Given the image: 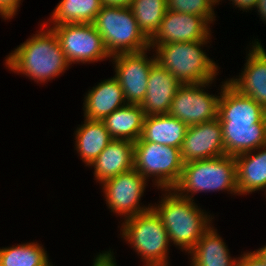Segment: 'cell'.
<instances>
[{
  "label": "cell",
  "mask_w": 266,
  "mask_h": 266,
  "mask_svg": "<svg viewBox=\"0 0 266 266\" xmlns=\"http://www.w3.org/2000/svg\"><path fill=\"white\" fill-rule=\"evenodd\" d=\"M190 266H237V258L230 255L228 246L211 225L188 253Z\"/></svg>",
  "instance_id": "22"
},
{
  "label": "cell",
  "mask_w": 266,
  "mask_h": 266,
  "mask_svg": "<svg viewBox=\"0 0 266 266\" xmlns=\"http://www.w3.org/2000/svg\"><path fill=\"white\" fill-rule=\"evenodd\" d=\"M213 82L182 84L172 100L169 114L187 126L216 119L220 95L205 91Z\"/></svg>",
  "instance_id": "10"
},
{
  "label": "cell",
  "mask_w": 266,
  "mask_h": 266,
  "mask_svg": "<svg viewBox=\"0 0 266 266\" xmlns=\"http://www.w3.org/2000/svg\"><path fill=\"white\" fill-rule=\"evenodd\" d=\"M103 5L129 6L132 0H102Z\"/></svg>",
  "instance_id": "34"
},
{
  "label": "cell",
  "mask_w": 266,
  "mask_h": 266,
  "mask_svg": "<svg viewBox=\"0 0 266 266\" xmlns=\"http://www.w3.org/2000/svg\"><path fill=\"white\" fill-rule=\"evenodd\" d=\"M147 182L148 180L135 169L103 181L101 186L110 212L124 216L125 220L152 209V204L143 206L140 203Z\"/></svg>",
  "instance_id": "9"
},
{
  "label": "cell",
  "mask_w": 266,
  "mask_h": 266,
  "mask_svg": "<svg viewBox=\"0 0 266 266\" xmlns=\"http://www.w3.org/2000/svg\"><path fill=\"white\" fill-rule=\"evenodd\" d=\"M222 0H218L217 1V5H219V3ZM232 1L231 4H233V6L235 5L236 8H239L243 11H249V10H253V8L255 9L256 4L258 2V0H230V2Z\"/></svg>",
  "instance_id": "32"
},
{
  "label": "cell",
  "mask_w": 266,
  "mask_h": 266,
  "mask_svg": "<svg viewBox=\"0 0 266 266\" xmlns=\"http://www.w3.org/2000/svg\"><path fill=\"white\" fill-rule=\"evenodd\" d=\"M151 50L111 56L115 65L114 76L118 79L127 104L141 105L144 101L150 69L156 62L155 53L148 58L147 51Z\"/></svg>",
  "instance_id": "11"
},
{
  "label": "cell",
  "mask_w": 266,
  "mask_h": 266,
  "mask_svg": "<svg viewBox=\"0 0 266 266\" xmlns=\"http://www.w3.org/2000/svg\"><path fill=\"white\" fill-rule=\"evenodd\" d=\"M75 149L82 162L89 167L106 146L113 140L102 121L84 118V123L77 127Z\"/></svg>",
  "instance_id": "23"
},
{
  "label": "cell",
  "mask_w": 266,
  "mask_h": 266,
  "mask_svg": "<svg viewBox=\"0 0 266 266\" xmlns=\"http://www.w3.org/2000/svg\"><path fill=\"white\" fill-rule=\"evenodd\" d=\"M211 36L195 42L150 45V48L156 53V61L182 84L205 83L214 81L219 73V66L202 48L211 42Z\"/></svg>",
  "instance_id": "3"
},
{
  "label": "cell",
  "mask_w": 266,
  "mask_h": 266,
  "mask_svg": "<svg viewBox=\"0 0 266 266\" xmlns=\"http://www.w3.org/2000/svg\"><path fill=\"white\" fill-rule=\"evenodd\" d=\"M211 34L210 24L201 16L166 10L150 45L195 42Z\"/></svg>",
  "instance_id": "12"
},
{
  "label": "cell",
  "mask_w": 266,
  "mask_h": 266,
  "mask_svg": "<svg viewBox=\"0 0 266 266\" xmlns=\"http://www.w3.org/2000/svg\"><path fill=\"white\" fill-rule=\"evenodd\" d=\"M110 56L150 48L129 6L103 5L93 22Z\"/></svg>",
  "instance_id": "6"
},
{
  "label": "cell",
  "mask_w": 266,
  "mask_h": 266,
  "mask_svg": "<svg viewBox=\"0 0 266 266\" xmlns=\"http://www.w3.org/2000/svg\"><path fill=\"white\" fill-rule=\"evenodd\" d=\"M167 10L203 17L209 24L215 21L217 0H166Z\"/></svg>",
  "instance_id": "28"
},
{
  "label": "cell",
  "mask_w": 266,
  "mask_h": 266,
  "mask_svg": "<svg viewBox=\"0 0 266 266\" xmlns=\"http://www.w3.org/2000/svg\"><path fill=\"white\" fill-rule=\"evenodd\" d=\"M187 128L184 122L170 114L145 116L141 136L136 142H153L181 149Z\"/></svg>",
  "instance_id": "21"
},
{
  "label": "cell",
  "mask_w": 266,
  "mask_h": 266,
  "mask_svg": "<svg viewBox=\"0 0 266 266\" xmlns=\"http://www.w3.org/2000/svg\"><path fill=\"white\" fill-rule=\"evenodd\" d=\"M180 148L153 142H134V169L157 189H173L183 171ZM149 177V178H148Z\"/></svg>",
  "instance_id": "7"
},
{
  "label": "cell",
  "mask_w": 266,
  "mask_h": 266,
  "mask_svg": "<svg viewBox=\"0 0 266 266\" xmlns=\"http://www.w3.org/2000/svg\"><path fill=\"white\" fill-rule=\"evenodd\" d=\"M144 118L141 105L126 104L107 115L102 122L112 139L136 142L141 136Z\"/></svg>",
  "instance_id": "24"
},
{
  "label": "cell",
  "mask_w": 266,
  "mask_h": 266,
  "mask_svg": "<svg viewBox=\"0 0 266 266\" xmlns=\"http://www.w3.org/2000/svg\"><path fill=\"white\" fill-rule=\"evenodd\" d=\"M57 35L70 65L104 61L111 56L93 23H69L48 26Z\"/></svg>",
  "instance_id": "8"
},
{
  "label": "cell",
  "mask_w": 266,
  "mask_h": 266,
  "mask_svg": "<svg viewBox=\"0 0 266 266\" xmlns=\"http://www.w3.org/2000/svg\"><path fill=\"white\" fill-rule=\"evenodd\" d=\"M254 252L266 264V245L261 247V248H259V249H256Z\"/></svg>",
  "instance_id": "35"
},
{
  "label": "cell",
  "mask_w": 266,
  "mask_h": 266,
  "mask_svg": "<svg viewBox=\"0 0 266 266\" xmlns=\"http://www.w3.org/2000/svg\"><path fill=\"white\" fill-rule=\"evenodd\" d=\"M255 9L262 21L266 23V0H258Z\"/></svg>",
  "instance_id": "33"
},
{
  "label": "cell",
  "mask_w": 266,
  "mask_h": 266,
  "mask_svg": "<svg viewBox=\"0 0 266 266\" xmlns=\"http://www.w3.org/2000/svg\"><path fill=\"white\" fill-rule=\"evenodd\" d=\"M180 151L183 163L225 155L219 119L188 126Z\"/></svg>",
  "instance_id": "13"
},
{
  "label": "cell",
  "mask_w": 266,
  "mask_h": 266,
  "mask_svg": "<svg viewBox=\"0 0 266 266\" xmlns=\"http://www.w3.org/2000/svg\"><path fill=\"white\" fill-rule=\"evenodd\" d=\"M120 234L141 256L143 266H167L171 245L160 216L152 208L121 223ZM169 245V246H168Z\"/></svg>",
  "instance_id": "5"
},
{
  "label": "cell",
  "mask_w": 266,
  "mask_h": 266,
  "mask_svg": "<svg viewBox=\"0 0 266 266\" xmlns=\"http://www.w3.org/2000/svg\"><path fill=\"white\" fill-rule=\"evenodd\" d=\"M85 95L83 116L89 120L102 121L107 115L127 104L123 90L115 76L101 80Z\"/></svg>",
  "instance_id": "17"
},
{
  "label": "cell",
  "mask_w": 266,
  "mask_h": 266,
  "mask_svg": "<svg viewBox=\"0 0 266 266\" xmlns=\"http://www.w3.org/2000/svg\"><path fill=\"white\" fill-rule=\"evenodd\" d=\"M239 195L264 191L266 195V145L235 156Z\"/></svg>",
  "instance_id": "20"
},
{
  "label": "cell",
  "mask_w": 266,
  "mask_h": 266,
  "mask_svg": "<svg viewBox=\"0 0 266 266\" xmlns=\"http://www.w3.org/2000/svg\"><path fill=\"white\" fill-rule=\"evenodd\" d=\"M89 167L99 184L134 169V142L113 139Z\"/></svg>",
  "instance_id": "18"
},
{
  "label": "cell",
  "mask_w": 266,
  "mask_h": 266,
  "mask_svg": "<svg viewBox=\"0 0 266 266\" xmlns=\"http://www.w3.org/2000/svg\"><path fill=\"white\" fill-rule=\"evenodd\" d=\"M40 27L41 31L30 36L5 59L9 70L26 75L39 84L48 83L71 66L54 31L46 28L44 23Z\"/></svg>",
  "instance_id": "1"
},
{
  "label": "cell",
  "mask_w": 266,
  "mask_h": 266,
  "mask_svg": "<svg viewBox=\"0 0 266 266\" xmlns=\"http://www.w3.org/2000/svg\"><path fill=\"white\" fill-rule=\"evenodd\" d=\"M22 0H0V16L4 20L12 19L18 14V8L20 7Z\"/></svg>",
  "instance_id": "29"
},
{
  "label": "cell",
  "mask_w": 266,
  "mask_h": 266,
  "mask_svg": "<svg viewBox=\"0 0 266 266\" xmlns=\"http://www.w3.org/2000/svg\"><path fill=\"white\" fill-rule=\"evenodd\" d=\"M257 40H252L242 73L227 78V81L239 93L251 97L266 110V49Z\"/></svg>",
  "instance_id": "14"
},
{
  "label": "cell",
  "mask_w": 266,
  "mask_h": 266,
  "mask_svg": "<svg viewBox=\"0 0 266 266\" xmlns=\"http://www.w3.org/2000/svg\"><path fill=\"white\" fill-rule=\"evenodd\" d=\"M139 29L150 40L161 26L167 10L166 0H132L129 5Z\"/></svg>",
  "instance_id": "27"
},
{
  "label": "cell",
  "mask_w": 266,
  "mask_h": 266,
  "mask_svg": "<svg viewBox=\"0 0 266 266\" xmlns=\"http://www.w3.org/2000/svg\"><path fill=\"white\" fill-rule=\"evenodd\" d=\"M181 85L156 61L150 69L146 94L141 103L145 116L169 114L172 100Z\"/></svg>",
  "instance_id": "16"
},
{
  "label": "cell",
  "mask_w": 266,
  "mask_h": 266,
  "mask_svg": "<svg viewBox=\"0 0 266 266\" xmlns=\"http://www.w3.org/2000/svg\"><path fill=\"white\" fill-rule=\"evenodd\" d=\"M237 266H266L254 251H248L238 257Z\"/></svg>",
  "instance_id": "30"
},
{
  "label": "cell",
  "mask_w": 266,
  "mask_h": 266,
  "mask_svg": "<svg viewBox=\"0 0 266 266\" xmlns=\"http://www.w3.org/2000/svg\"><path fill=\"white\" fill-rule=\"evenodd\" d=\"M49 263L47 251L37 241L0 248V266H47Z\"/></svg>",
  "instance_id": "26"
},
{
  "label": "cell",
  "mask_w": 266,
  "mask_h": 266,
  "mask_svg": "<svg viewBox=\"0 0 266 266\" xmlns=\"http://www.w3.org/2000/svg\"><path fill=\"white\" fill-rule=\"evenodd\" d=\"M173 189L192 201L193 195L202 192L224 190L232 195H239L235 157L222 155L184 163L180 181Z\"/></svg>",
  "instance_id": "4"
},
{
  "label": "cell",
  "mask_w": 266,
  "mask_h": 266,
  "mask_svg": "<svg viewBox=\"0 0 266 266\" xmlns=\"http://www.w3.org/2000/svg\"><path fill=\"white\" fill-rule=\"evenodd\" d=\"M221 83L217 117L221 123H266V110L260 104L239 93L227 80Z\"/></svg>",
  "instance_id": "15"
},
{
  "label": "cell",
  "mask_w": 266,
  "mask_h": 266,
  "mask_svg": "<svg viewBox=\"0 0 266 266\" xmlns=\"http://www.w3.org/2000/svg\"><path fill=\"white\" fill-rule=\"evenodd\" d=\"M92 266H117L113 251L104 250L102 253L99 252V254L95 256Z\"/></svg>",
  "instance_id": "31"
},
{
  "label": "cell",
  "mask_w": 266,
  "mask_h": 266,
  "mask_svg": "<svg viewBox=\"0 0 266 266\" xmlns=\"http://www.w3.org/2000/svg\"><path fill=\"white\" fill-rule=\"evenodd\" d=\"M103 6L102 0H61L55 7L50 22L44 25L93 23ZM52 18V19H51Z\"/></svg>",
  "instance_id": "25"
},
{
  "label": "cell",
  "mask_w": 266,
  "mask_h": 266,
  "mask_svg": "<svg viewBox=\"0 0 266 266\" xmlns=\"http://www.w3.org/2000/svg\"><path fill=\"white\" fill-rule=\"evenodd\" d=\"M163 196L152 208L160 216L170 243L189 253L212 225V215L202 210L189 198L180 196L174 189H161ZM211 216V217H210Z\"/></svg>",
  "instance_id": "2"
},
{
  "label": "cell",
  "mask_w": 266,
  "mask_h": 266,
  "mask_svg": "<svg viewBox=\"0 0 266 266\" xmlns=\"http://www.w3.org/2000/svg\"><path fill=\"white\" fill-rule=\"evenodd\" d=\"M225 155L237 156L266 145V123H221Z\"/></svg>",
  "instance_id": "19"
}]
</instances>
